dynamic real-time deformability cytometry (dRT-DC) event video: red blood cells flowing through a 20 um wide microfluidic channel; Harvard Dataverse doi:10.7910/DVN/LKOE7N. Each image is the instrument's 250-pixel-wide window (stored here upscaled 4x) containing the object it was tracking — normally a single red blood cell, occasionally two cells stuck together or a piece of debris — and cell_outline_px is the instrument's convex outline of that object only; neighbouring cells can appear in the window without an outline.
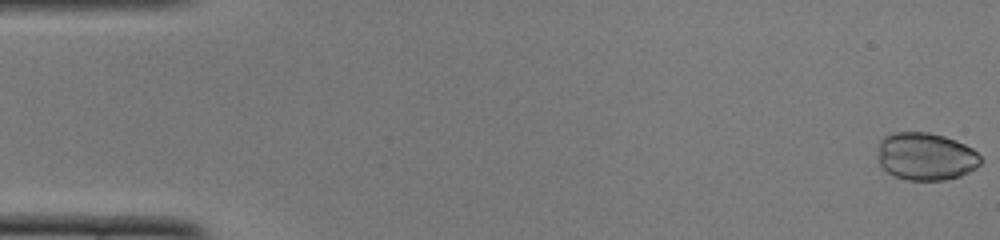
{"species": "common noctule bat (a hibernating species)", "species_latin": "Nyctalus noctula", "temperature_condition": "cold", "stored_images_in_passage": 52, "camera_frame_rate_fps": 3000, "um_per_image_px": 0.085, "animal": {"sex": "female", "body_mass_g": 22.0, "forearm_length_mm": 56.7}, "frame": {"image": 1, "passage_image": 1, "time_ms": 0.0, "image_size_px": [1000, 240], "cell_outline_px": [[984, 160], [976, 168], [960, 176], [944, 180], [908, 180], [892, 176], [880, 164], [880, 140], [884, 136], [892, 132], [928, 132], [944, 136], [956, 140], [972, 148]], "centroid_in_image_um": [78.72, 13.3], "position_along_channel_um": 6.3, "area_um2": 28.55}}
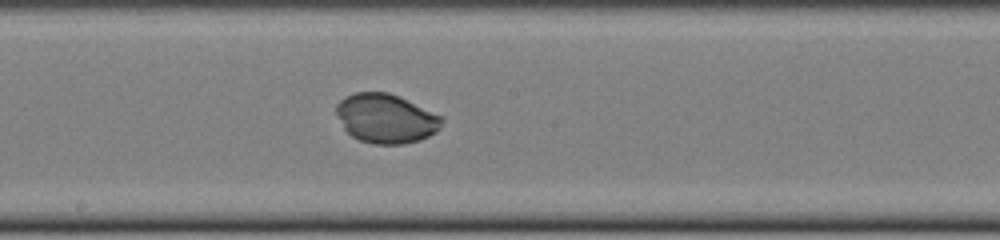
{"frame": {"image": 2, "passage_image": 28, "time_ms": 9.0, "image_size_px": [1000, 240], "cell_outline_px": [[444, 120], [440, 128], [436, 132], [420, 140], [404, 144], [372, 144], [360, 140], [352, 136], [344, 128], [336, 116], [336, 104], [344, 96], [356, 92], [388, 92], [400, 96], [444, 116]], "centroid_in_image_um": [32.82, 10.06], "position_along_channel_um": 215.4, "area_um2": 30.69}}
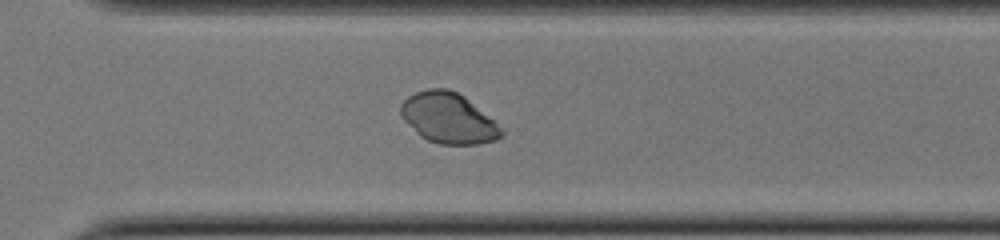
{"frame": {"image": 3, "passage_image": 37, "time_ms": 12.0, "image_size_px": [1000, 240], "cell_outline_px": [[504, 136], [496, 140], [476, 144], [440, 144], [428, 140], [420, 136], [400, 116], [400, 104], [408, 96], [416, 92], [428, 88], [448, 88], [464, 96], [504, 128]], "centroid_in_image_um": [38.13, 10.04], "position_along_channel_um": 332.5, "area_um2": 29.71}}